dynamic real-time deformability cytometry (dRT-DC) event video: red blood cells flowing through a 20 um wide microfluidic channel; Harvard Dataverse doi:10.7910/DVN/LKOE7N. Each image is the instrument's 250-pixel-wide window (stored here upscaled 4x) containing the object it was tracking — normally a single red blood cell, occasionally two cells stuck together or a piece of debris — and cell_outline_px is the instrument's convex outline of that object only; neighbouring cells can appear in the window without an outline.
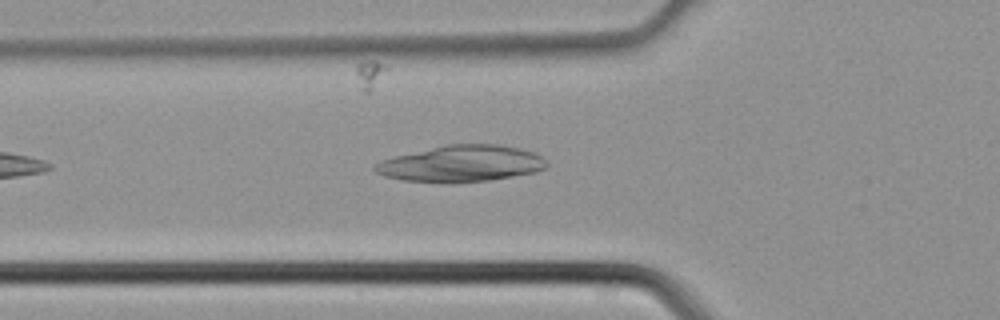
{"species": "common noctule bat (a hibernating species)", "species_latin": "Nyctalus noctula", "temperature_condition": "cold", "stored_images_in_passage": 5, "camera_frame_rate_fps": 3000, "um_per_image_px": 0.085, "animal": {"sex": "male", "body_mass_g": 21.5, "forearm_length_mm": 52.0}, "frame": {"image": 1, "passage_image": 4, "time_ms": 1.0, "image_size_px": [1000, 320], "cell_outline_px": [[548, 164], [544, 168], [536, 172], [488, 180], [452, 184], [444, 184], [400, 180], [384, 176], [376, 172], [372, 168], [380, 160], [392, 156], [444, 144], [496, 144], [520, 148], [532, 152], [548, 160]], "centroid_in_image_um": [39.15, 13.92], "position_along_channel_um": 86.7, "area_um2": 37.05}}